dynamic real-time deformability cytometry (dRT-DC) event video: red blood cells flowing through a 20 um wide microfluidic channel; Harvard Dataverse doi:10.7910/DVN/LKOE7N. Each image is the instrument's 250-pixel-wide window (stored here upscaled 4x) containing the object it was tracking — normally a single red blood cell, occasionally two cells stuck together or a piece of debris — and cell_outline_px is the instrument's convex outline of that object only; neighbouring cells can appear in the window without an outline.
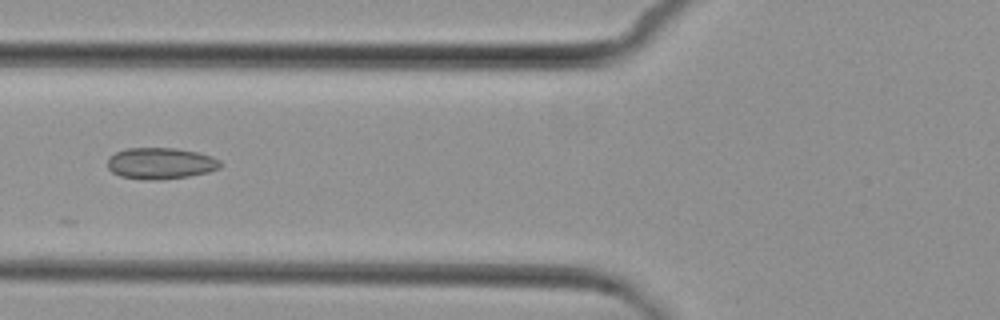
{"species": "common noctule bat (a hibernating species)", "species_latin": "Nyctalus noctula", "temperature_condition": "cold", "stored_images_in_passage": 7, "camera_frame_rate_fps": 3000, "um_per_image_px": 0.085, "animal": {"sex": "female", "body_mass_g": 29.2, "forearm_length_mm": 56.3}, "frame": {"image": 1, "passage_image": 4, "time_ms": 3.667, "image_size_px": [1000, 320], "cell_outline_px": [[224, 164], [220, 168], [208, 172], [188, 176], [160, 180], [148, 180], [120, 176], [112, 172], [108, 168], [108, 160], [116, 152], [128, 148], [176, 148], [200, 152], [212, 156], [220, 160]], "centroid_in_image_um": [13.71, 13.88], "position_along_channel_um": 112.1, "area_um2": 20.75}}
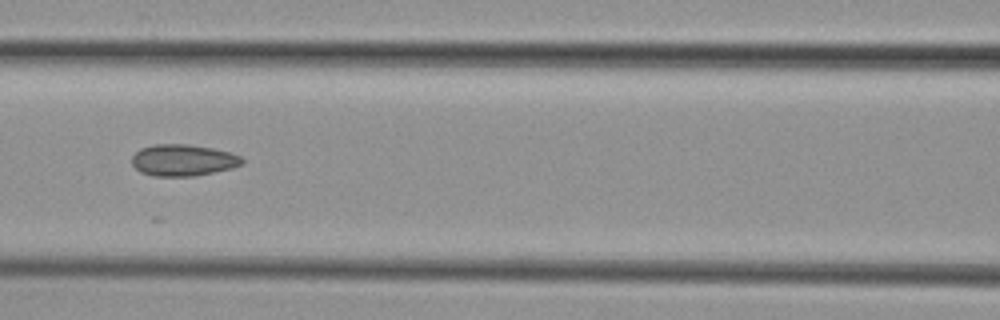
{"frame": {"image": 2, "passage_image": 5, "time_ms": 4.667, "image_size_px": [1000, 320], "cell_outline_px": [[244, 164], [232, 168], [196, 176], [152, 176], [140, 172], [132, 164], [132, 156], [140, 148], [152, 144], [188, 144], [212, 148], [232, 152], [240, 156], [244, 160]], "centroid_in_image_um": [15.57, 13.61], "position_along_channel_um": 151.0, "area_um2": 20.52}}
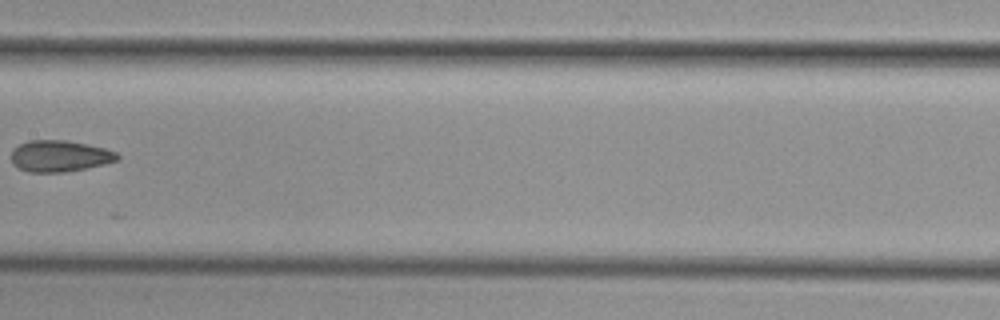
{"frame": {"image": 3, "passage_image": 6, "time_ms": 6.0, "image_size_px": [1000, 320], "cell_outline_px": [[120, 160], [88, 168], [64, 172], [28, 172], [12, 164], [12, 148], [28, 140], [68, 140], [88, 144], [104, 148], [116, 152], [120, 156]], "centroid_in_image_um": [5.09, 13.26], "position_along_channel_um": 202.3, "area_um2": 19.59}}